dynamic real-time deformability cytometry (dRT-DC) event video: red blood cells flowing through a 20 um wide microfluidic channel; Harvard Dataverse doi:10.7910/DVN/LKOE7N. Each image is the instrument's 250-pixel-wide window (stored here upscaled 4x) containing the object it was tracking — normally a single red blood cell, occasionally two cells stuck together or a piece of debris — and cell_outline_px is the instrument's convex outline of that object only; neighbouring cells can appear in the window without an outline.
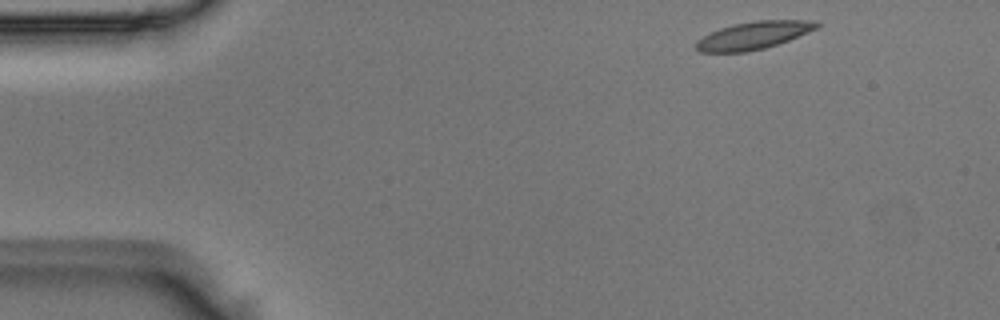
{"species": "Egyptian fruit bat (a non-hibernating species)", "species_latin": "Rousettus aegyptiacus", "temperature_condition": "room temperature", "stored_images_in_passage": 46, "camera_frame_rate_fps": 3000, "um_per_image_px": 0.085, "animal": {"sex": "male"}, "frame": {"image": 1, "passage_image": 1, "time_ms": 0.0, "image_size_px": [1000, 320], "cell_outline_px": [[820, 24], [816, 28], [788, 40], [764, 48], [748, 52], [700, 52], [696, 48], [696, 40], [720, 28], [732, 24], [756, 20], [812, 20]], "centroid_in_image_um": [64.02, 3.0], "position_along_channel_um": 21.0, "area_um2": 19.19}}
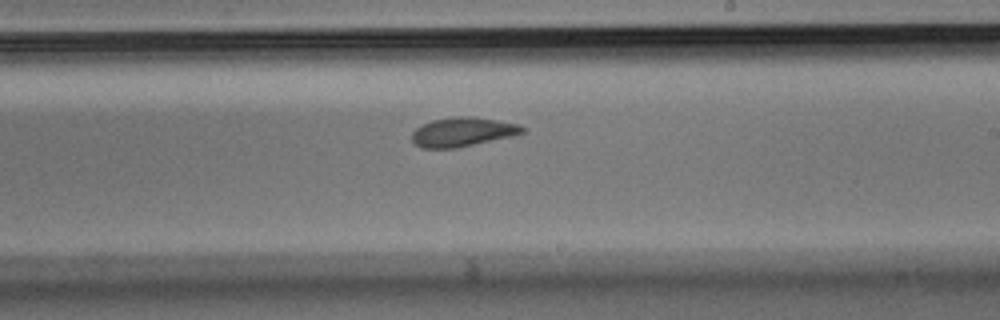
{"frame": {"image": 2, "passage_image": 25, "time_ms": 8.0, "image_size_px": [1000, 320], "cell_outline_px": [[524, 132], [512, 136], [456, 148], [424, 148], [416, 144], [412, 140], [412, 132], [420, 124], [432, 120], [460, 116], [472, 116], [520, 124], [524, 128]], "centroid_in_image_um": [39.31, 11.21], "position_along_channel_um": 249.7, "area_um2": 18.67}}
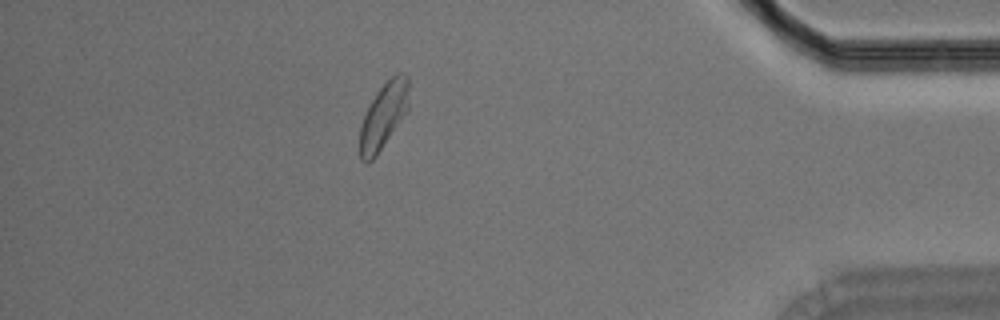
{"frame": {"image": 3, "passage_image": 40, "time_ms": 13.0, "image_size_px": [1000, 320], "cell_outline_px": [[408, 108], [376, 156], [368, 164], [360, 160], [360, 124], [372, 100], [380, 88], [396, 72], [400, 72], [408, 76]], "centroid_in_image_um": [32.58, 9.85], "position_along_channel_um": 402.6, "area_um2": 18.38}}